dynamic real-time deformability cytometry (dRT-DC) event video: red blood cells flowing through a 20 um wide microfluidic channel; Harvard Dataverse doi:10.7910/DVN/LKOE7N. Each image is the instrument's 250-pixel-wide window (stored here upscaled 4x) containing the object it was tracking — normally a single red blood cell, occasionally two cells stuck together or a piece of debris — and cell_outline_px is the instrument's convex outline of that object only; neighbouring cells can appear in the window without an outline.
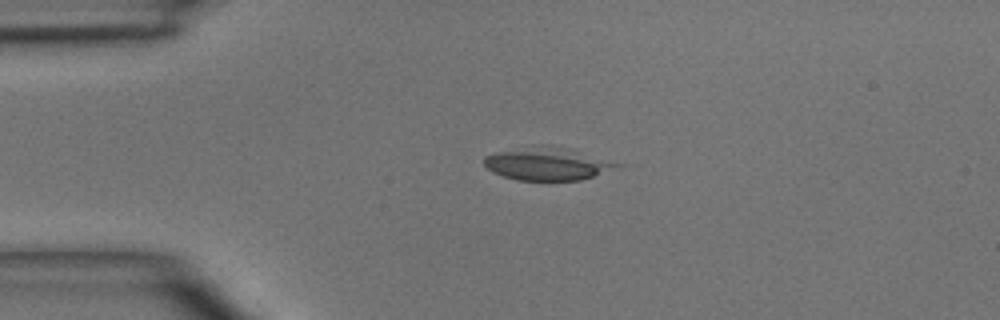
{"species": "common noctule bat (a hibernating species)", "species_latin": "Nyctalus noctula", "temperature_condition": "room temperature", "stored_images_in_passage": 3, "camera_frame_rate_fps": 3000, "um_per_image_px": 0.085, "animal": {"sex": "male", "body_mass_g": 15.6}, "frame": {"image": 1, "passage_image": 1, "time_ms": 0.0, "image_size_px": [1000, 320], "cell_outline_px": [[624, 164], [592, 176], [580, 180], [516, 180], [492, 172], [484, 164], [484, 156], [496, 152], [544, 144], [568, 148]], "centroid_in_image_um": [46.49, 13.91], "position_along_channel_um": 38.5, "area_um2": 25.09}}